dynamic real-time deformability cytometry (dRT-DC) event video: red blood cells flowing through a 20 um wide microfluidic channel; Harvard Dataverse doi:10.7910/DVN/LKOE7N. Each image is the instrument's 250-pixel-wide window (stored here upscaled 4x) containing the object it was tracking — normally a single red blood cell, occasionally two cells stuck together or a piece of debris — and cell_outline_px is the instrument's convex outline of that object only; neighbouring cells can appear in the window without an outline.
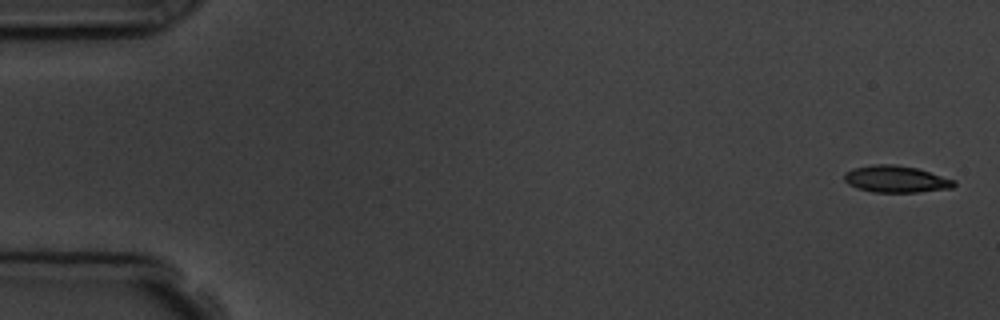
{"species": "common noctule bat (a hibernating species)", "species_latin": "Nyctalus noctula", "temperature_condition": "room temperature", "stored_images_in_passage": 5, "segment_of_instrument_passage": [1, 2], "camera_frame_rate_fps": 3000, "um_per_image_px": 0.085, "animal": {"sex": "male", "body_mass_g": 19.5, "forearm_length_mm": 54.6}, "frame": {"image": 1, "passage_image": 1, "time_ms": 0.0, "image_size_px": [1000, 320], "cell_outline_px": [[956, 184], [952, 188], [916, 192], [872, 192], [856, 188], [848, 184], [844, 180], [844, 172], [852, 168], [872, 164], [896, 164], [916, 168], [956, 180]], "centroid_in_image_um": [76.12, 15.22], "position_along_channel_um": 8.9, "area_um2": 17.28}}